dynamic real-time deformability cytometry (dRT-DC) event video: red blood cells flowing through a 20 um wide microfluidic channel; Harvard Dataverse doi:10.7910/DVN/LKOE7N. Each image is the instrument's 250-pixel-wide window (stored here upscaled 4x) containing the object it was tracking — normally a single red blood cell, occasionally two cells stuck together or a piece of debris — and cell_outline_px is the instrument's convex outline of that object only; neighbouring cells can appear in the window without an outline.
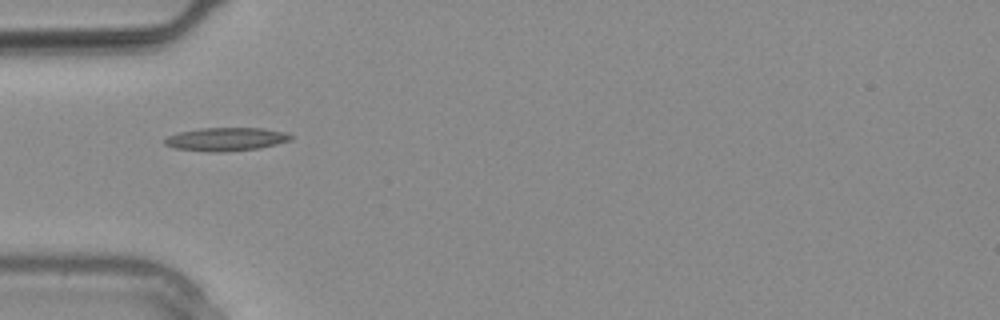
{"species": "common noctule bat (a hibernating species)", "species_latin": "Nyctalus noctula", "temperature_condition": "warm", "stored_images_in_passage": 13, "camera_frame_rate_fps": 3000, "um_per_image_px": 0.085, "animal": {"sex": "male", "body_mass_g": 20.4}, "frame": {"image": 1, "passage_image": 8, "time_ms": 2.333, "image_size_px": [1000, 320], "cell_outline_px": [[292, 140], [260, 148], [224, 152], [212, 152], [176, 148], [164, 144], [164, 140], [168, 136], [180, 132], [200, 128], [264, 128], [284, 132], [292, 136]], "centroid_in_image_um": [19.23, 11.83], "position_along_channel_um": 65.8, "area_um2": 17.05}}
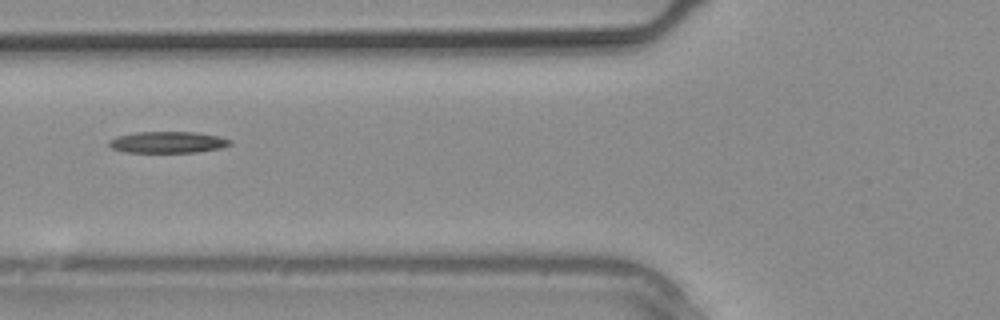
{"frame": {"image": 2, "passage_image": 10, "time_ms": 3.0, "image_size_px": [1000, 320], "cell_outline_px": [[232, 144], [220, 148], [196, 152], [124, 152], [112, 148], [108, 144], [108, 140], [116, 136], [136, 132], [196, 132], [220, 136], [232, 140]], "centroid_in_image_um": [14.26, 12.08], "position_along_channel_um": 111.5, "area_um2": 15.2}}